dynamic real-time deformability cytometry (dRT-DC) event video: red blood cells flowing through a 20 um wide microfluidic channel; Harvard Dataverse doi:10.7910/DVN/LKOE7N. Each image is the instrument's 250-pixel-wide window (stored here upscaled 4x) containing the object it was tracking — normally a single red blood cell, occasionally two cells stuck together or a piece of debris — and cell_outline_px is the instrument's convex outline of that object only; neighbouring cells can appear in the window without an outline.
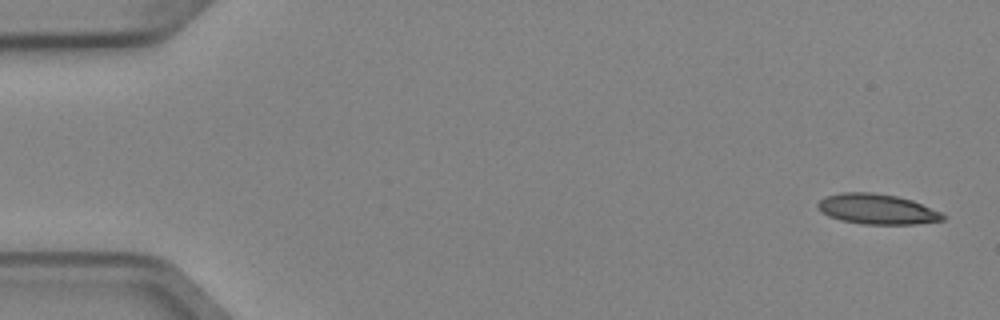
{"species": "Egyptian fruit bat (a non-hibernating species)", "species_latin": "Rousettus aegyptiacus", "temperature_condition": "cold", "stored_images_in_passage": 5, "camera_frame_rate_fps": 3000, "um_per_image_px": 0.085, "animal": {"sex": "female"}, "frame": {"image": 1, "passage_image": 1, "time_ms": 0.0, "image_size_px": [1000, 320], "cell_outline_px": [[948, 216], [944, 220], [916, 224], [864, 224], [840, 220], [828, 216], [820, 212], [816, 208], [816, 204], [820, 200], [828, 196], [844, 192], [872, 192], [896, 196], [912, 200], [940, 212]], "centroid_in_image_um": [74.54, 17.78], "position_along_channel_um": 10.5, "area_um2": 22.08}}